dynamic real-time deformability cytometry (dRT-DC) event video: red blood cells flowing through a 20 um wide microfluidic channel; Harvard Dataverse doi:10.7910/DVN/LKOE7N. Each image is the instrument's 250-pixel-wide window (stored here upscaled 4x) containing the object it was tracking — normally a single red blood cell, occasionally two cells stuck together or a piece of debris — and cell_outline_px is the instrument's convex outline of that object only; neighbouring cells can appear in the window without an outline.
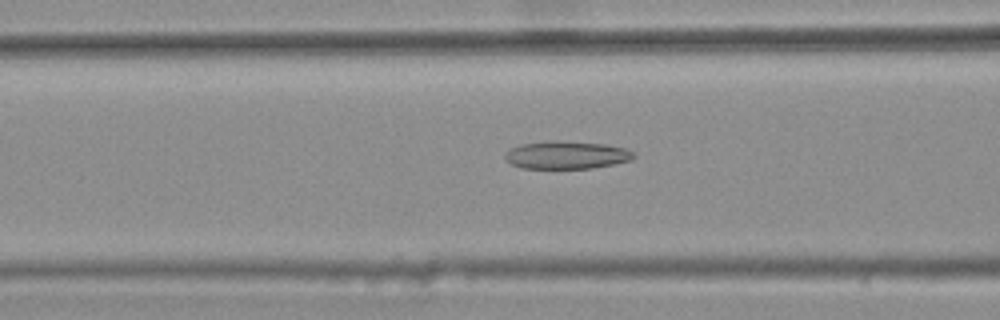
{"species": "common noctule bat (a hibernating species)", "species_latin": "Nyctalus noctula", "temperature_condition": "warm", "stored_images_in_passage": 18, "camera_frame_rate_fps": 3000, "um_per_image_px": 0.085, "animal": {"sex": "female", "body_mass_g": 25.1}, "frame": {"image": 1, "passage_image": 13, "time_ms": 4.0, "image_size_px": [1000, 320], "cell_outline_px": [[636, 156], [632, 160], [592, 168], [520, 168], [512, 164], [504, 156], [508, 148], [520, 144], [548, 140], [552, 140], [604, 144], [628, 148]], "centroid_in_image_um": [48.14, 13.16], "position_along_channel_um": 118.5, "area_um2": 20.92}}
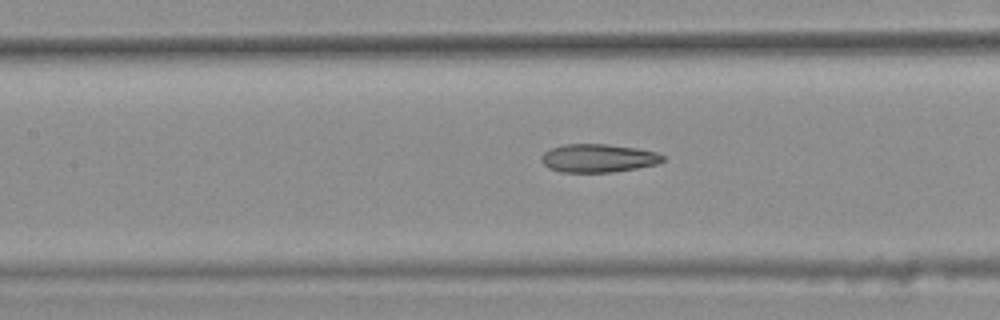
{"frame": {"image": 2, "passage_image": 16, "time_ms": 5.0, "image_size_px": [1000, 320], "cell_outline_px": [[664, 160], [656, 164], [636, 168], [612, 172], [560, 172], [548, 168], [540, 160], [540, 156], [544, 152], [552, 148], [564, 144], [608, 144], [636, 148], [656, 152], [664, 156]], "centroid_in_image_um": [50.81, 13.44], "position_along_channel_um": 156.6, "area_um2": 20.0}}